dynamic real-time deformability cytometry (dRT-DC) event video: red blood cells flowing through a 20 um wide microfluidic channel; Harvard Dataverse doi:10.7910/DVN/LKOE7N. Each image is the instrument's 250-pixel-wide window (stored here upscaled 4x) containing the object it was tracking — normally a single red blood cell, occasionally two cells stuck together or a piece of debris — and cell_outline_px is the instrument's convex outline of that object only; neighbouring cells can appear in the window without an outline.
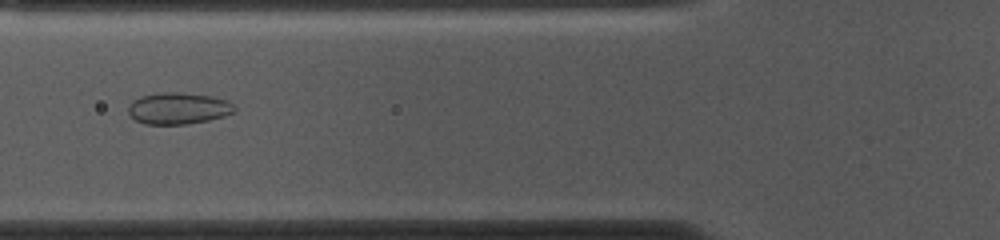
{"species": "common noctule bat (a hibernating species)", "species_latin": "Nyctalus noctula", "temperature_condition": "cold", "stored_images_in_passage": 54, "camera_frame_rate_fps": 3000, "um_per_image_px": 0.085, "animal": {"sex": "female", "body_mass_g": 10.0, "forearm_length_mm": 53.1}, "frame": {"image": 1, "passage_image": 19, "time_ms": 6.0, "image_size_px": [1000, 240], "cell_outline_px": [[236, 112], [224, 116], [208, 120], [188, 124], [144, 124], [136, 120], [128, 112], [128, 108], [132, 100], [140, 96], [164, 92], [180, 92], [212, 96], [228, 100], [236, 108]], "centroid_in_image_um": [15.18, 9.2], "position_along_channel_um": 110.6, "area_um2": 19.65}}
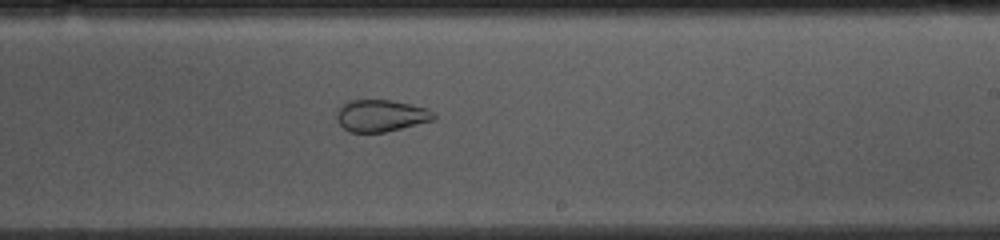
{"frame": {"image": 2, "passage_image": 31, "time_ms": 10.0, "image_size_px": [1000, 240], "cell_outline_px": [[436, 120], [384, 132], [348, 132], [336, 120], [336, 108], [348, 100], [388, 100], [428, 108], [436, 112]], "centroid_in_image_um": [32.37, 9.83], "position_along_channel_um": 256.6, "area_um2": 18.26}}
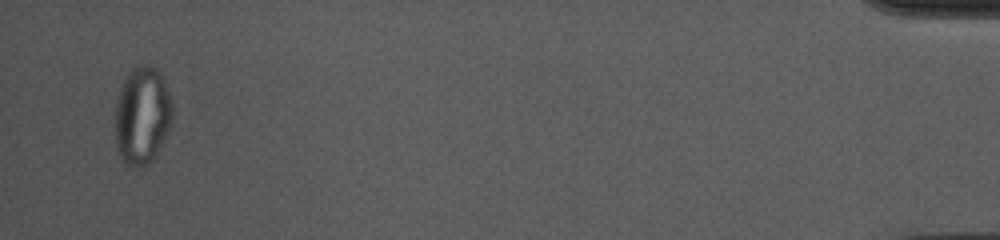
{"frame": {"image": 3, "passage_image": 52, "time_ms": 17.0, "image_size_px": [1000, 240], "cell_outline_px": [[172, 116], [168, 128], [156, 156], [148, 164], [136, 168], [132, 168], [124, 164], [120, 156], [116, 144], [116, 104], [120, 88], [124, 76], [132, 68], [140, 64], [148, 64], [156, 68], [160, 72], [164, 80], [172, 104]], "centroid_in_image_um": [12.07, 9.81], "position_along_channel_um": 423.1, "area_um2": 32.71}}